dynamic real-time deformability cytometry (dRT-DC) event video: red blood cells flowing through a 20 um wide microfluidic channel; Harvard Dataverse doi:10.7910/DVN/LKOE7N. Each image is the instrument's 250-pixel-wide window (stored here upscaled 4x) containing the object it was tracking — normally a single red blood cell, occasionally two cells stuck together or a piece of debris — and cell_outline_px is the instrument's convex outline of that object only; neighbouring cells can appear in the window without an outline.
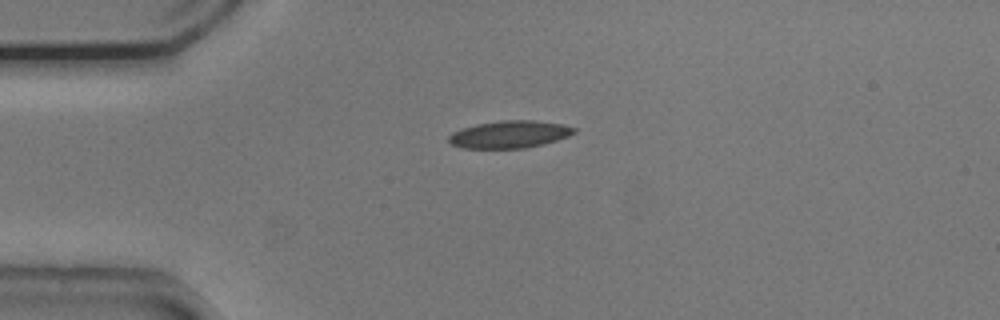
{"species": "common noctule bat (a hibernating species)", "species_latin": "Nyctalus noctula", "temperature_condition": "cold", "stored_images_in_passage": 30, "camera_frame_rate_fps": 3000, "um_per_image_px": 0.085, "animal": {"sex": "male", "body_mass_g": 20.5, "forearm_length_mm": 52.5}, "frame": {"image": 1, "passage_image": 1, "time_ms": 0.0, "image_size_px": [1000, 320], "cell_outline_px": [[576, 132], [568, 136], [544, 144], [524, 148], [460, 148], [452, 144], [448, 140], [448, 136], [452, 132], [460, 128], [476, 124], [500, 120], [532, 120], [564, 124], [576, 128]], "centroid_in_image_um": [43.29, 11.41], "position_along_channel_um": 41.7, "area_um2": 20.11}}
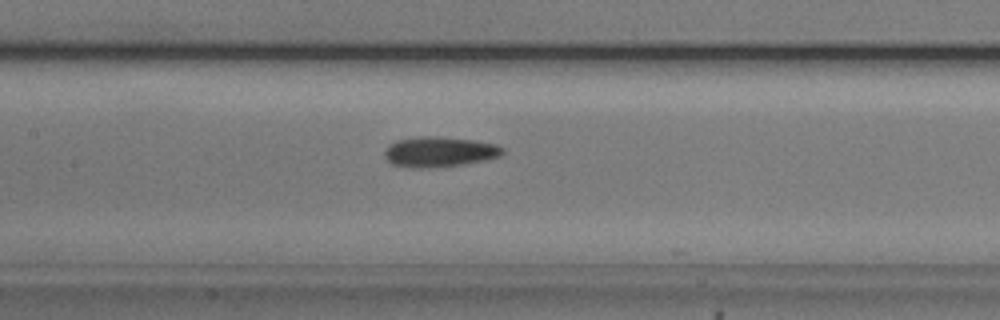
{"frame": {"image": 2, "passage_image": 13, "time_ms": 4.0, "image_size_px": [1000, 320], "cell_outline_px": [[504, 152], [500, 156], [484, 160], [460, 164], [428, 168], [412, 168], [392, 164], [384, 156], [384, 152], [388, 144], [396, 140], [424, 136], [436, 136], [472, 140], [496, 144], [504, 148]], "centroid_in_image_um": [37.32, 12.9], "position_along_channel_um": 170.1, "area_um2": 20.69}}
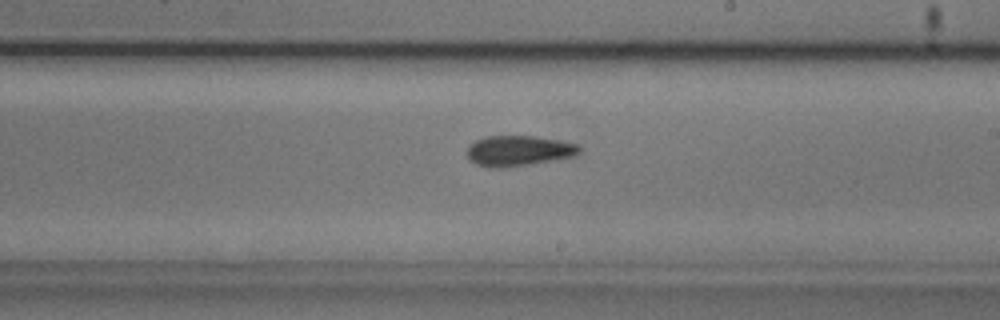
{"frame": {"image": 3, "passage_image": 19, "time_ms": 6.0, "image_size_px": [1000, 320], "cell_outline_px": [[580, 152], [576, 156], [532, 164], [504, 168], [488, 168], [476, 164], [468, 160], [468, 144], [484, 136], [532, 136], [560, 140], [576, 144], [580, 148]], "centroid_in_image_um": [44.05, 12.83], "position_along_channel_um": 244.9, "area_um2": 20.17}, "authors_computed_cell_mechanics": {"area_um2": 20.1144, "velocity_mm_per_s": 3.7616, "shape_relaxation_time_tau1_ms": 6.0403, "shape_relaxation_time_tau2_ms": 4.2967, "deformation_change_tau1": 0.1081, "deformation_change_tau2": 0.0992}}